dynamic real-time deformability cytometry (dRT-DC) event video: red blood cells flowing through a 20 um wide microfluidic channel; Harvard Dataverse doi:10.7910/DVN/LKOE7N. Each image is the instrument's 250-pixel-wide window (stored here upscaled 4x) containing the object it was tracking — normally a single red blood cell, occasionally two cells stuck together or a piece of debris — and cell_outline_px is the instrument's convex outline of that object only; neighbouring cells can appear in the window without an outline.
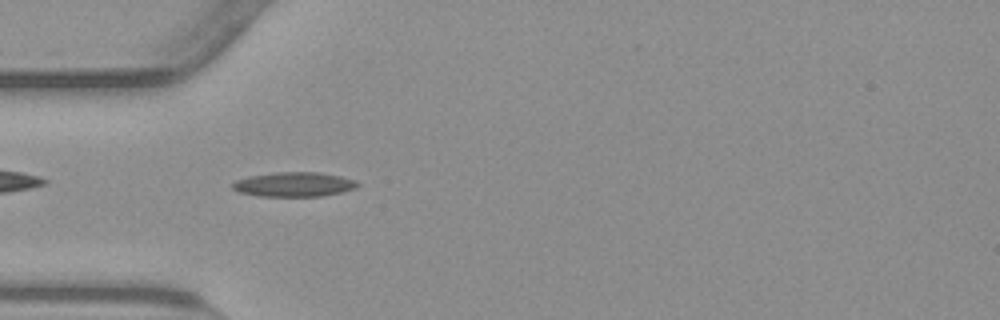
{"species": "common noctule bat (a hibernating species)", "species_latin": "Nyctalus noctula", "temperature_condition": "warm", "stored_images_in_passage": 41, "camera_frame_rate_fps": 3000, "um_per_image_px": 0.085, "animal": {"sex": "male", "body_mass_g": 23.1, "forearm_length_mm": 52.7}, "frame": {"image": 1, "passage_image": 3, "time_ms": 0.667, "image_size_px": [1000, 320], "cell_outline_px": [[360, 184], [356, 188], [340, 192], [320, 196], [260, 196], [240, 192], [232, 188], [232, 184], [236, 180], [248, 176], [276, 172], [320, 172], [340, 176], [356, 180]], "centroid_in_image_um": [25.0, 15.66], "position_along_channel_um": 60.0, "area_um2": 17.8}}
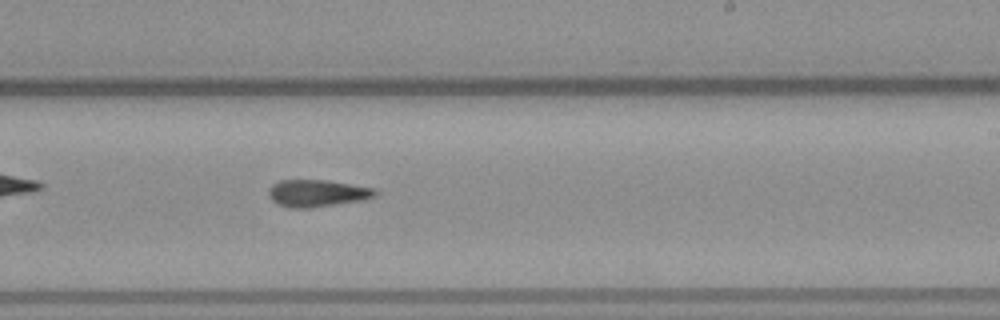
{"frame": {"image": 2, "passage_image": 19, "time_ms": 6.0, "image_size_px": [1000, 320], "cell_outline_px": [[380, 192], [376, 196], [360, 200], [308, 208], [288, 208], [272, 200], [268, 196], [268, 192], [272, 184], [280, 180], [328, 180], [376, 188]], "centroid_in_image_um": [26.98, 16.41], "position_along_channel_um": 262.0, "area_um2": 16.82}}
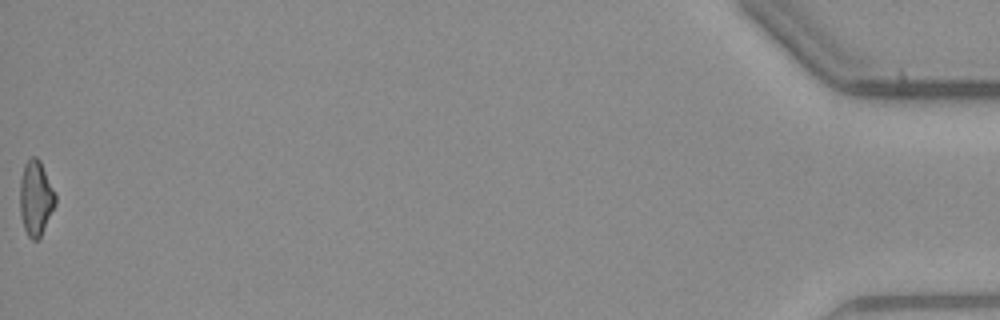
{"frame": {"image": 3, "passage_image": 41, "time_ms": 13.333, "image_size_px": [1000, 320], "cell_outline_px": [[56, 204], [40, 236], [36, 240], [32, 240], [28, 236], [24, 228], [20, 212], [20, 180], [24, 164], [32, 156], [36, 156], [40, 160], [56, 196]], "centroid_in_image_um": [3.03, 16.82], "position_along_channel_um": 432.2, "area_um2": 15.32}}